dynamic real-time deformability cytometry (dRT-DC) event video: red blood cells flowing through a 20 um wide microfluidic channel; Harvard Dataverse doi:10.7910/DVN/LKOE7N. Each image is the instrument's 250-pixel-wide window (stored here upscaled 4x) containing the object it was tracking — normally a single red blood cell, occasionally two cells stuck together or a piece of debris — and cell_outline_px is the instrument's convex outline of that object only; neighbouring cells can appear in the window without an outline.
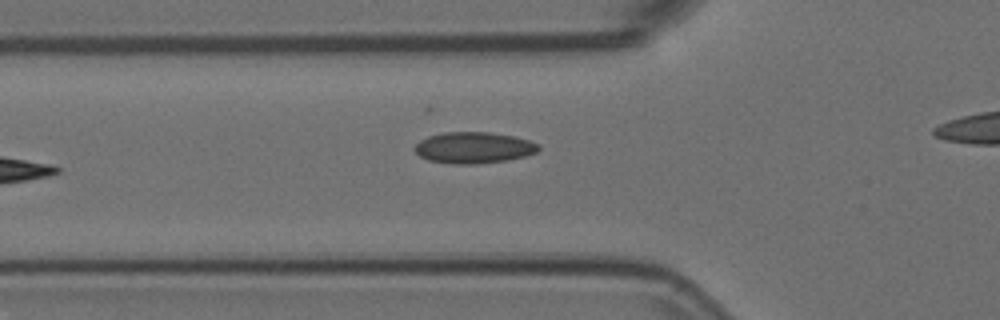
{"species": "Egyptian fruit bat (a non-hibernating species)", "species_latin": "Rousettus aegyptiacus", "temperature_condition": "room temperature", "stored_images_in_passage": 7, "segment_of_instrument_passage": [1, 2], "camera_frame_rate_fps": 3000, "um_per_image_px": 0.085, "animal": {"sex": "female"}, "frame": {"image": 1, "passage_image": 6, "time_ms": 1.667, "image_size_px": [1000, 320], "cell_outline_px": [[540, 148], [536, 152], [524, 156], [508, 160], [476, 164], [452, 164], [428, 160], [420, 156], [412, 148], [420, 140], [428, 136], [444, 132], [488, 132], [512, 136], [528, 140], [540, 144]], "centroid_in_image_um": [40.24, 12.55], "position_along_channel_um": 85.6, "area_um2": 22.6}}